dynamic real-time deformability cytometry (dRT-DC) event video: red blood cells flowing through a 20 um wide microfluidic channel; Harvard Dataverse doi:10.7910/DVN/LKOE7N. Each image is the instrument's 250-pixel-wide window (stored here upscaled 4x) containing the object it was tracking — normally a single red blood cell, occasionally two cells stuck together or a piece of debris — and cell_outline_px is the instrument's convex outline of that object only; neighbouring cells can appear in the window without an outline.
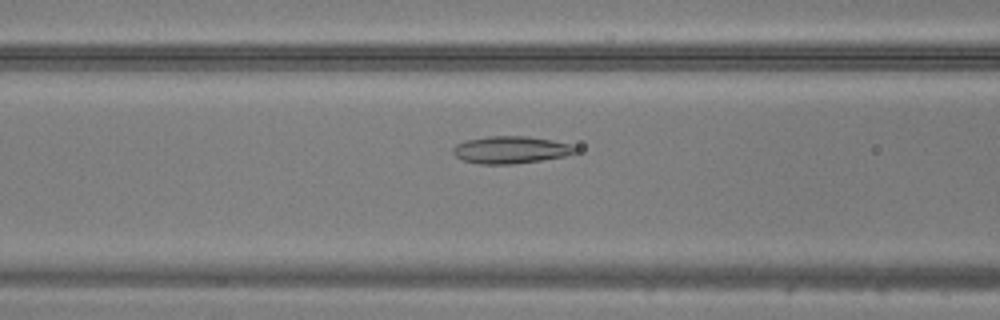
{"species": "common noctule bat (a hibernating species)", "species_latin": "Nyctalus noctula", "temperature_condition": "warm", "stored_images_in_passage": 35, "camera_frame_rate_fps": 3000, "um_per_image_px": 0.085, "animal": {"sex": "male", "body_mass_g": 20.5, "forearm_length_mm": 52.5}, "frame": {"image": 1, "passage_image": 6, "time_ms": 1.667, "image_size_px": [1000, 320], "cell_outline_px": [[576, 152], [564, 156], [540, 160], [512, 164], [480, 164], [464, 160], [456, 156], [452, 152], [452, 148], [456, 144], [464, 140], [488, 136], [528, 136], [552, 140], [568, 144], [576, 148]], "centroid_in_image_um": [43.36, 12.73], "position_along_channel_um": 123.2, "area_um2": 19.31}}
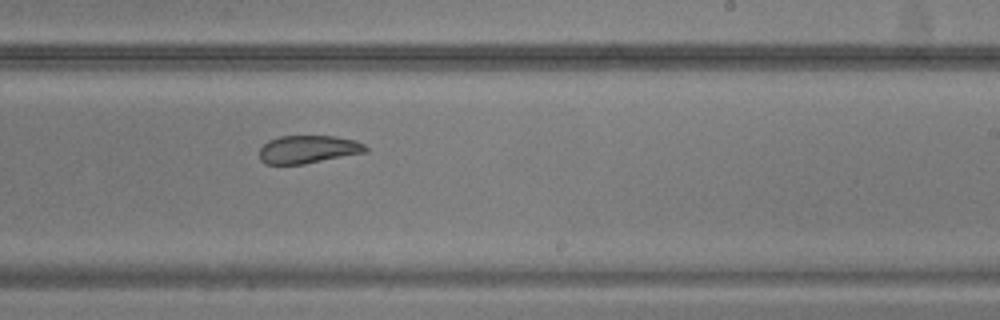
{"frame": {"image": 2, "passage_image": 16, "time_ms": 5.0, "image_size_px": [1000, 320], "cell_outline_px": [[368, 152], [304, 164], [264, 164], [260, 160], [260, 148], [268, 140], [280, 136], [332, 136], [356, 140], [364, 144], [368, 148]], "centroid_in_image_um": [26.2, 12.7], "position_along_channel_um": 262.8, "area_um2": 17.4}}
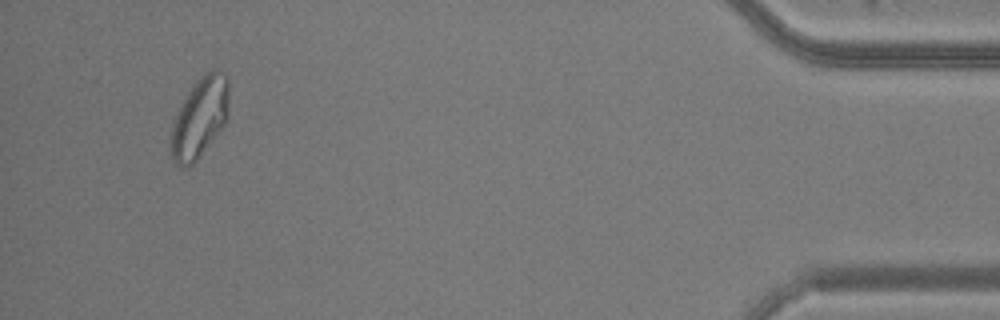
{"frame": {"image": 3, "passage_image": 32, "time_ms": 10.333, "image_size_px": [1000, 320], "cell_outline_px": [[228, 116], [224, 124], [196, 160], [192, 164], [184, 168], [180, 168], [176, 164], [172, 156], [172, 128], [176, 116], [188, 92], [196, 80], [200, 76], [212, 68], [220, 68], [228, 76]], "centroid_in_image_um": [17.02, 9.93], "position_along_channel_um": 418.2, "area_um2": 26.65}}